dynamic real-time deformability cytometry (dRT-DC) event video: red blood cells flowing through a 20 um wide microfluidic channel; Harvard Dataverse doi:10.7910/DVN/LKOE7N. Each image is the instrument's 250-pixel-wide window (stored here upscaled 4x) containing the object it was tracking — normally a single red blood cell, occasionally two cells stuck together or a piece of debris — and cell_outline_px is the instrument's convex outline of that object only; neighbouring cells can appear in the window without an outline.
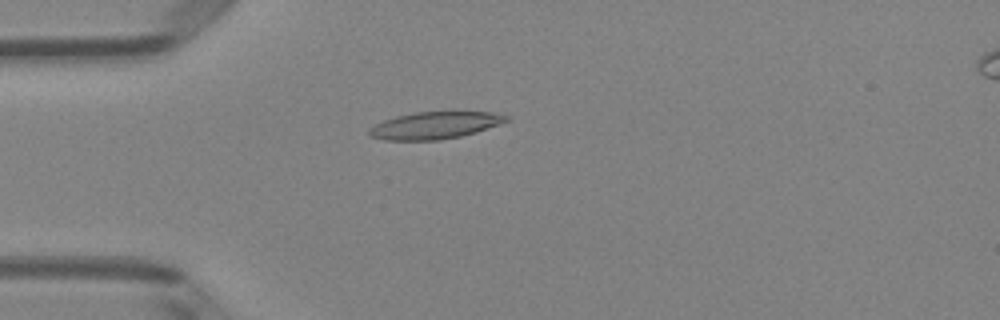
{"species": "Egyptian fruit bat (a non-hibernating species)", "species_latin": "Rousettus aegyptiacus", "temperature_condition": "room temperature", "stored_images_in_passage": 41, "camera_frame_rate_fps": 3000, "um_per_image_px": 0.085, "animal": {"sex": "female"}, "frame": {"image": 1, "passage_image": 4, "time_ms": 1.0, "image_size_px": [1000, 320], "cell_outline_px": [[512, 120], [476, 132], [460, 136], [440, 140], [384, 140], [372, 136], [368, 132], [368, 128], [384, 120], [396, 116], [416, 112], [492, 112], [508, 116]], "centroid_in_image_um": [36.98, 10.65], "position_along_channel_um": 48.0, "area_um2": 21.56}}
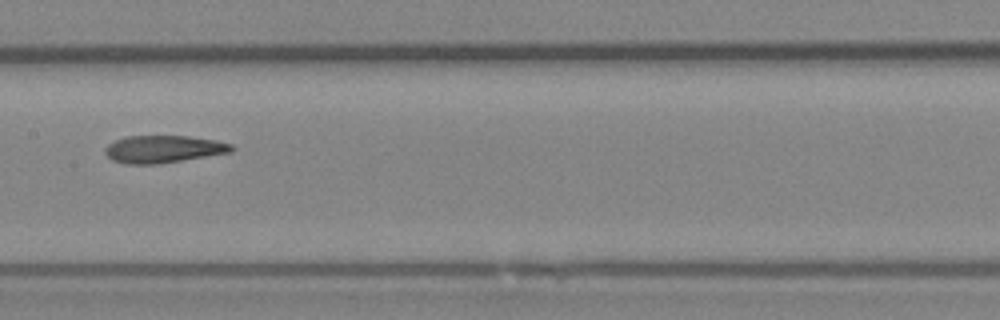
{"frame": {"image": 2, "passage_image": 16, "time_ms": 5.0, "image_size_px": [1000, 320], "cell_outline_px": [[236, 148], [232, 152], [160, 164], [124, 164], [112, 160], [104, 152], [104, 148], [108, 144], [116, 140], [128, 136], [188, 136], [216, 140], [232, 144]], "centroid_in_image_um": [13.91, 12.68], "position_along_channel_um": 193.5, "area_um2": 20.35}}
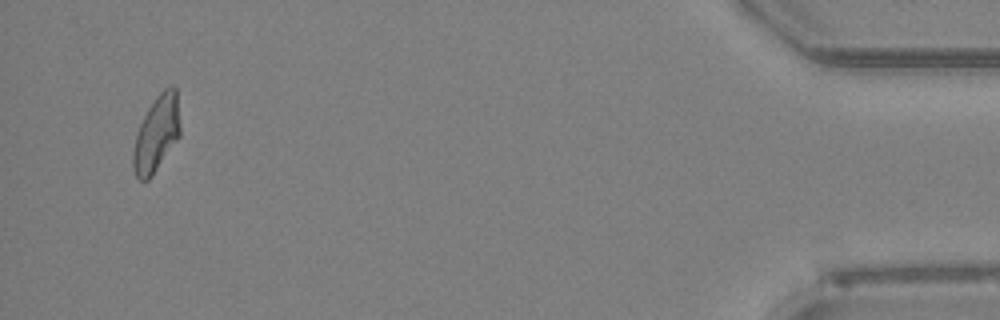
{"frame": {"image": 3, "passage_image": 39, "time_ms": 12.667, "image_size_px": [1000, 320], "cell_outline_px": [[180, 136], [152, 176], [148, 180], [140, 180], [136, 176], [132, 168], [132, 152], [136, 136], [140, 124], [148, 108], [156, 96], [164, 88], [172, 84], [176, 88], [180, 124]], "centroid_in_image_um": [13.3, 11.37], "position_along_channel_um": 421.9, "area_um2": 20.87}, "authors_computed_cell_mechanics": {"area_um2": 20.8658, "velocity_mm_per_s": 4.0049, "shape_relaxation_time_tau1_ms": null, "shape_relaxation_time_tau2_ms": 3.0881, "deformation_change_tau1": null, "deformation_change_tau2": 0.1192}}